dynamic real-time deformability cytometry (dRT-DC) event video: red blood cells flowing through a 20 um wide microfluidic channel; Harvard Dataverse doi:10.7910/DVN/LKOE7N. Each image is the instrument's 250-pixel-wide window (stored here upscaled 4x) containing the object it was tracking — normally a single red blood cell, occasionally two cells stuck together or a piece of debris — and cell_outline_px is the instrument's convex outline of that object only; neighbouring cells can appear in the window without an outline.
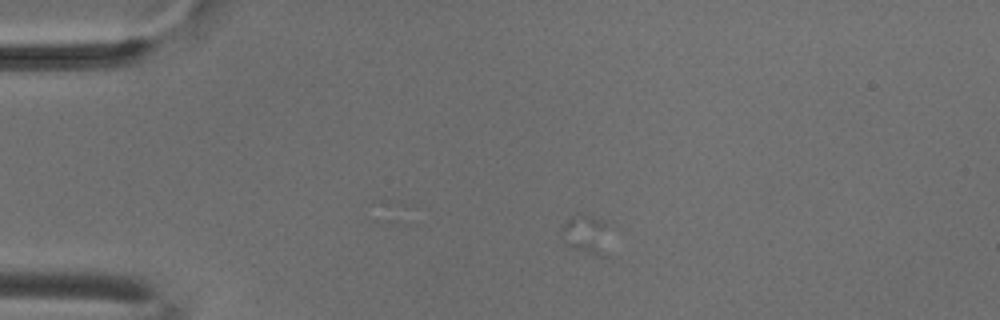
{"species": "common noctule bat (a hibernating species)", "species_latin": "Nyctalus noctula", "temperature_condition": "cold", "stored_images_in_passage": 2, "camera_frame_rate_fps": 3000, "um_per_image_px": 0.085, "animal": {"sex": "male", "body_mass_g": 18.8}, "frame": {"image": 1, "passage_image": 2, "time_ms": 0.333, "image_size_px": [1000, 320], "cell_outline_px": [[612, 260], [572, 248], [564, 240], [564, 224], [572, 216], [580, 212], [604, 220]], "centroid_in_image_um": [49.94, 19.98], "position_along_channel_um": 35.1, "area_um2": 11.1}}